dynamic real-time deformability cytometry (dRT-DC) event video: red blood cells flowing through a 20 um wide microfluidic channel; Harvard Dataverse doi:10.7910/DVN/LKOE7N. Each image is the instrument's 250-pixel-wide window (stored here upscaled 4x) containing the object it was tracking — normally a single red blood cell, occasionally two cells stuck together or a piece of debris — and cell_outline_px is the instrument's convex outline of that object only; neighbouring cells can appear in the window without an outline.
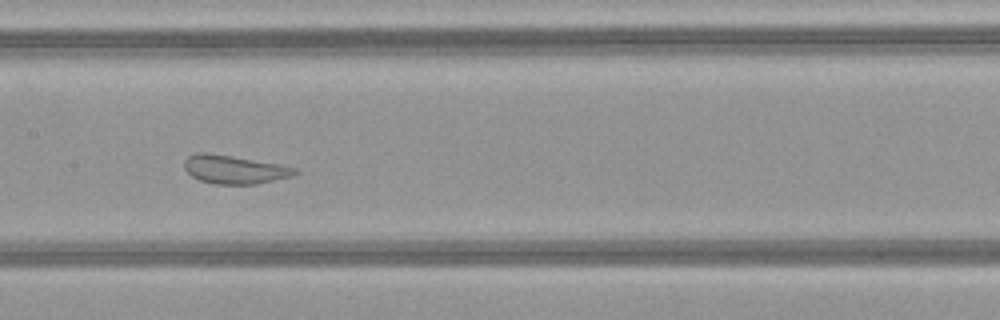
{"species": "common noctule bat (a hibernating species)", "species_latin": "Nyctalus noctula", "temperature_condition": "warm", "stored_images_in_passage": 51, "camera_frame_rate_fps": 3000, "um_per_image_px": 0.085, "animal": {"sex": "female", "body_mass_g": 21.9}, "frame": {"image": 1, "passage_image": 25, "time_ms": 8.0, "image_size_px": [1000, 320], "cell_outline_px": [[300, 172], [292, 176], [256, 184], [212, 184], [200, 180], [192, 176], [184, 168], [184, 160], [188, 156], [196, 152], [204, 152], [232, 156], [280, 164], [296, 168]], "centroid_in_image_um": [19.92, 14.4], "position_along_channel_um": 187.5, "area_um2": 18.38}}
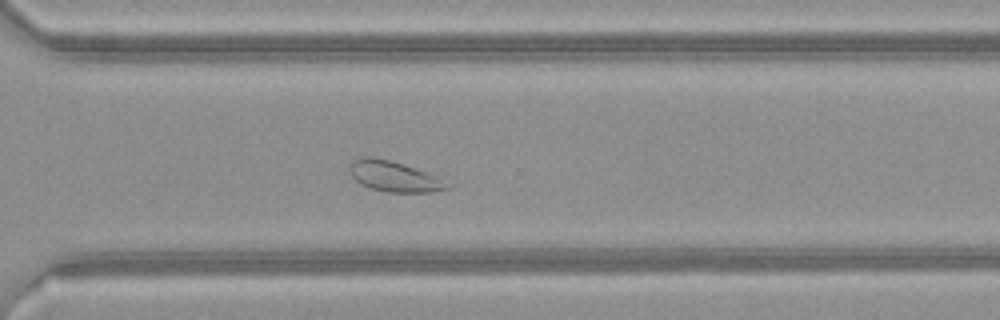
{"frame": {"image": 2, "passage_image": 36, "time_ms": 11.667, "image_size_px": [1000, 320], "cell_outline_px": [[452, 184], [448, 188], [432, 192], [388, 192], [372, 188], [360, 184], [352, 176], [348, 168], [348, 164], [352, 160], [360, 156], [372, 156], [388, 160], [428, 172]], "centroid_in_image_um": [33.47, 14.98], "position_along_channel_um": 337.1, "area_um2": 17.4}}
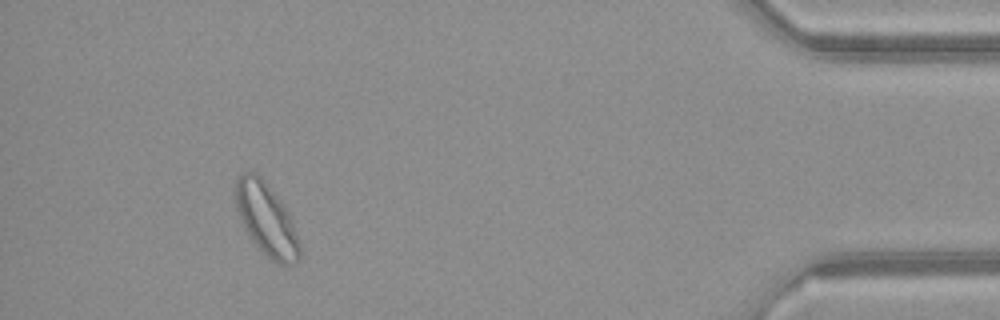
{"frame": {"image": 3, "passage_image": 46, "time_ms": 15.0, "image_size_px": [1000, 320], "cell_outline_px": [[300, 256], [296, 264], [280, 264], [272, 260], [252, 240], [236, 208], [232, 196], [236, 176], [240, 172], [256, 172], [264, 180], [284, 204], [292, 220], [300, 244]], "centroid_in_image_um": [22.62, 18.57], "position_along_channel_um": 412.6, "area_um2": 27.17}}